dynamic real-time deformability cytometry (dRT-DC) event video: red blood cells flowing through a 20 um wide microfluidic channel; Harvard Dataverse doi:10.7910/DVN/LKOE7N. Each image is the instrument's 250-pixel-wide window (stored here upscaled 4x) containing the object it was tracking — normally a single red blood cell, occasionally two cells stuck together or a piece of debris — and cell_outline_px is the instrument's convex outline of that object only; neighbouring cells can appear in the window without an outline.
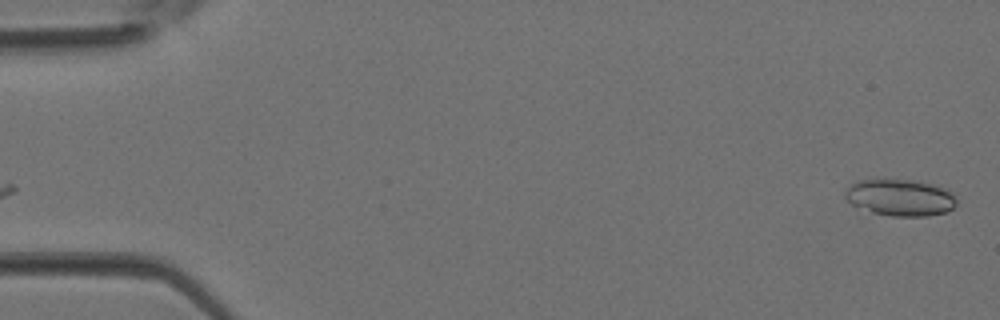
{"species": "Egyptian fruit bat (a non-hibernating species)", "species_latin": "Rousettus aegyptiacus", "temperature_condition": "room temperature", "stored_images_in_passage": 2, "camera_frame_rate_fps": 3000, "um_per_image_px": 0.085, "animal": {"sex": "female"}, "frame": {"image": 1, "passage_image": 2, "time_ms": 0.333, "image_size_px": [1000, 320], "cell_outline_px": [[956, 204], [952, 208], [944, 212], [928, 216], [892, 216], [872, 212], [852, 204], [844, 196], [844, 192], [856, 180], [884, 176], [916, 180], [932, 184], [944, 188], [956, 196]], "centroid_in_image_um": [76.48, 16.73], "position_along_channel_um": 8.5, "area_um2": 24.45}}